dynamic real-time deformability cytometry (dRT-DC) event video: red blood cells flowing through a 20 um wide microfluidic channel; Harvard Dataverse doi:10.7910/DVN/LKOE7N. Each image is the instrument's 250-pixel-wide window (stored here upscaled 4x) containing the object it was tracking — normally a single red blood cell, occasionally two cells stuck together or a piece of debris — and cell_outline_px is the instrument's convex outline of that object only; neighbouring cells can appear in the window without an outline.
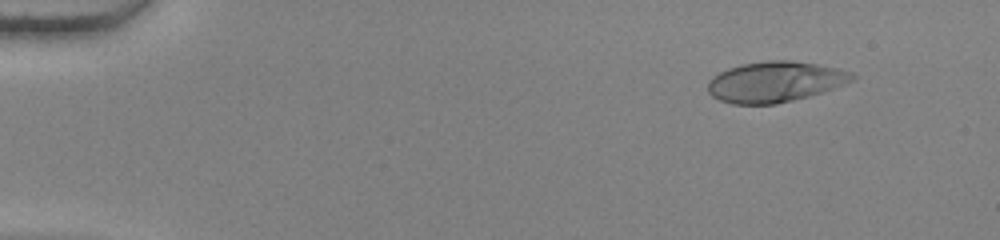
{"species": "human", "species_latin": "Homo sapiens", "temperature_condition": "warm", "stored_images_in_passage": 54, "camera_frame_rate_fps": 3000, "um_per_image_px": 0.085, "donor": {"sex": "female"}, "frame": {"image": 1, "passage_image": 6, "time_ms": 1.667, "image_size_px": [1000, 240], "cell_outline_px": [[856, 80], [836, 88], [808, 96], [776, 104], [732, 104], [720, 100], [712, 96], [708, 92], [708, 80], [712, 76], [728, 68], [744, 64], [768, 60], [788, 60], [816, 64], [840, 68], [852, 72], [856, 76]], "centroid_in_image_um": [65.91, 6.95], "position_along_channel_um": 19.1, "area_um2": 34.33}}
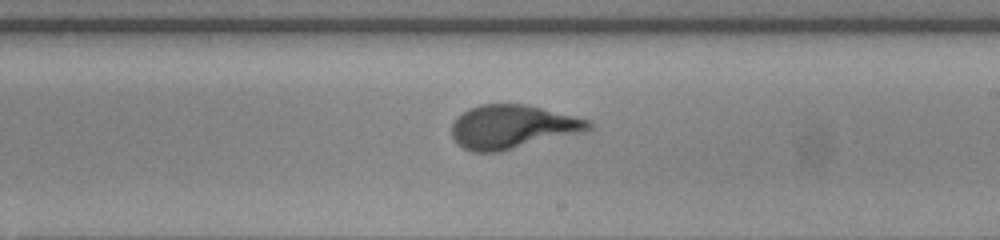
{"frame": {"image": 2, "passage_image": 33, "time_ms": 10.667, "image_size_px": [1000, 240], "cell_outline_px": [[592, 128], [584, 132], [500, 152], [472, 152], [464, 148], [452, 136], [452, 124], [456, 116], [468, 108], [480, 104], [524, 104], [592, 120]], "centroid_in_image_um": [43.57, 10.78], "position_along_channel_um": 245.4, "area_um2": 34.97}}
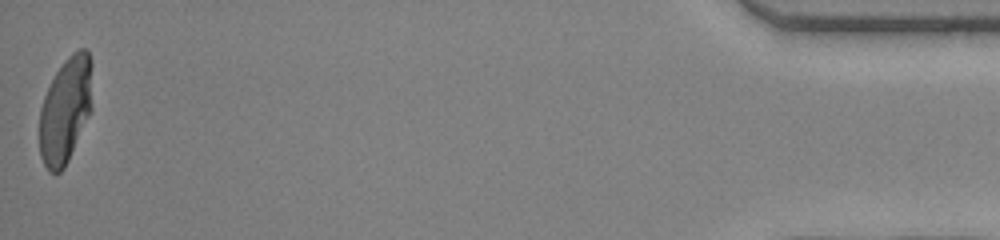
{"frame": {"image": 3, "passage_image": 54, "time_ms": 17.667, "image_size_px": [1000, 240], "cell_outline_px": [[92, 108], [68, 160], [64, 168], [60, 172], [48, 172], [40, 156], [40, 108], [44, 96], [56, 72], [64, 60], [72, 52], [80, 48], [84, 48], [88, 52], [92, 60]], "centroid_in_image_um": [5.58, 9.32], "position_along_channel_um": 429.6, "area_um2": 32.66}, "authors_computed_cell_mechanics": {"area_um2": 33.7263, "velocity_mm_per_s": 3.8554, "shape_relaxation_time_tau1_ms": 4.1557, "shape_relaxation_time_tau2_ms": null, "deformation_change_tau1": 0.2517, "deformation_change_tau2": null}}